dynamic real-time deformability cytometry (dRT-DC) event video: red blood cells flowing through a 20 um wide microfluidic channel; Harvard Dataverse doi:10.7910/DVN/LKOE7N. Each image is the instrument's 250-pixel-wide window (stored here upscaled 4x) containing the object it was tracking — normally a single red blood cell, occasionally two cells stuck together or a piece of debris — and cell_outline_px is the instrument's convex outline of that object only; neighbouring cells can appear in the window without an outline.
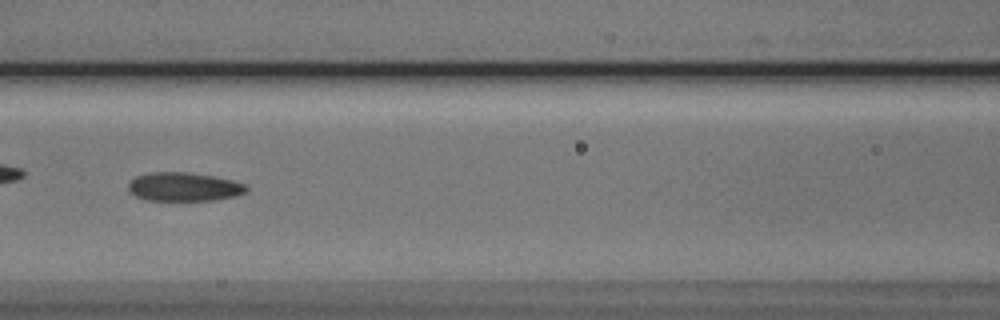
{"species": "Egyptian fruit bat (a non-hibernating species)", "species_latin": "Rousettus aegyptiacus", "temperature_condition": "cold", "stored_images_in_passage": 9, "camera_frame_rate_fps": 3000, "um_per_image_px": 0.085, "animal": {"sex": "male"}, "frame": {"image": 1, "passage_image": 7, "time_ms": 7.667, "image_size_px": [1000, 320], "cell_outline_px": [[248, 188], [244, 192], [236, 196], [216, 200], [144, 200], [128, 192], [128, 184], [136, 176], [152, 172], [188, 172], [216, 176], [232, 180], [244, 184]], "centroid_in_image_um": [15.62, 15.88], "position_along_channel_um": 151.0, "area_um2": 19.83}}
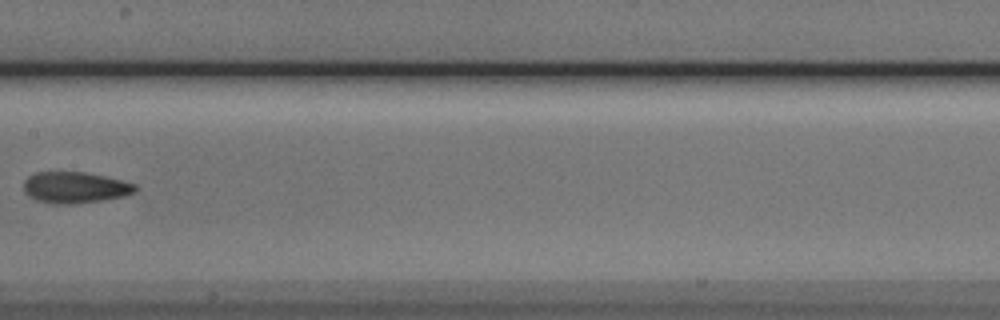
{"frame": {"image": 2, "passage_image": 8, "time_ms": 9.0, "image_size_px": [1000, 320], "cell_outline_px": [[140, 188], [136, 192], [124, 196], [100, 200], [72, 204], [52, 204], [36, 200], [28, 196], [24, 192], [24, 180], [28, 176], [36, 172], [84, 172], [104, 176], [136, 184]], "centroid_in_image_um": [6.37, 15.94], "position_along_channel_um": 201.0, "area_um2": 20.4}}
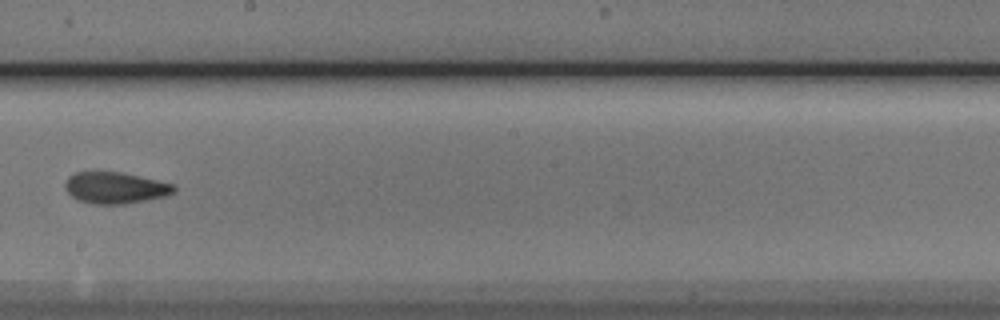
{"frame": {"image": 3, "passage_image": 9, "time_ms": 10.0, "image_size_px": [1000, 320], "cell_outline_px": [[176, 192], [168, 196], [148, 200], [124, 204], [92, 204], [80, 200], [72, 196], [64, 188], [64, 184], [68, 176], [76, 172], [120, 172], [176, 184]], "centroid_in_image_um": [9.84, 15.97], "position_along_channel_um": 238.4, "area_um2": 20.11}}